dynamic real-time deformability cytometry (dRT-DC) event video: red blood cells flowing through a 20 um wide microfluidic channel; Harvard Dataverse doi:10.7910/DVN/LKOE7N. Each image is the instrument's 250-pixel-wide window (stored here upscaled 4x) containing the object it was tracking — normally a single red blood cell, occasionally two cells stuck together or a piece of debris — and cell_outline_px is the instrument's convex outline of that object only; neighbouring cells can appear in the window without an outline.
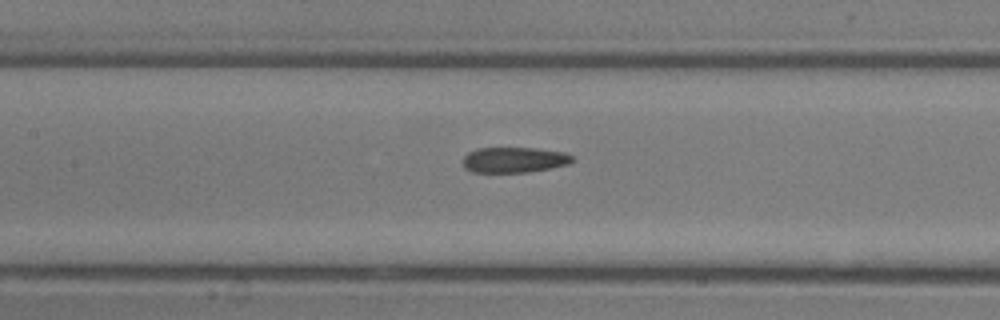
{"species": "common noctule bat (a hibernating species)", "species_latin": "Nyctalus noctula", "temperature_condition": "room temperature", "stored_images_in_passage": 24, "camera_frame_rate_fps": 3000, "um_per_image_px": 0.085, "animal": {"sex": "male", "body_mass_g": 13.3}, "frame": {"image": 1, "passage_image": 14, "time_ms": 4.333, "image_size_px": [1000, 320], "cell_outline_px": [[576, 160], [568, 164], [552, 168], [528, 172], [472, 172], [464, 168], [460, 160], [468, 152], [476, 148], [536, 148], [564, 152], [572, 156]], "centroid_in_image_um": [43.68, 13.59], "position_along_channel_um": 163.7, "area_um2": 16.53}}
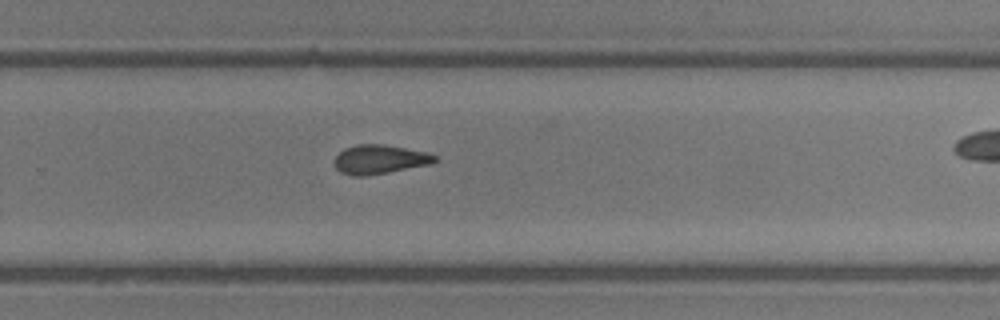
{"frame": {"image": 2, "passage_image": 20, "time_ms": 6.333, "image_size_px": [1000, 320], "cell_outline_px": [[436, 160], [428, 164], [388, 172], [364, 176], [352, 176], [340, 172], [336, 168], [332, 160], [344, 148], [356, 144], [384, 144], [428, 152], [436, 156]], "centroid_in_image_um": [32.21, 13.54], "position_along_channel_um": 297.6, "area_um2": 16.99}}